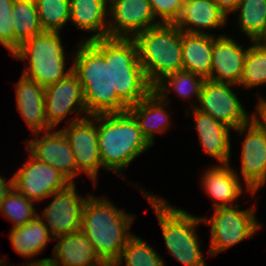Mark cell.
<instances>
[{
    "instance_id": "obj_30",
    "label": "cell",
    "mask_w": 266,
    "mask_h": 266,
    "mask_svg": "<svg viewBox=\"0 0 266 266\" xmlns=\"http://www.w3.org/2000/svg\"><path fill=\"white\" fill-rule=\"evenodd\" d=\"M248 47L239 86L254 88L266 84V49L253 41Z\"/></svg>"
},
{
    "instance_id": "obj_23",
    "label": "cell",
    "mask_w": 266,
    "mask_h": 266,
    "mask_svg": "<svg viewBox=\"0 0 266 266\" xmlns=\"http://www.w3.org/2000/svg\"><path fill=\"white\" fill-rule=\"evenodd\" d=\"M54 240L58 242L52 251L53 260L62 266H88L99 260L92 244L81 230Z\"/></svg>"
},
{
    "instance_id": "obj_16",
    "label": "cell",
    "mask_w": 266,
    "mask_h": 266,
    "mask_svg": "<svg viewBox=\"0 0 266 266\" xmlns=\"http://www.w3.org/2000/svg\"><path fill=\"white\" fill-rule=\"evenodd\" d=\"M52 131V132H51ZM45 136L39 138L40 132L34 133L37 137L27 140V150L36 160L51 165L62 173L71 183H75L77 164L70 143L63 131L53 128L43 132Z\"/></svg>"
},
{
    "instance_id": "obj_36",
    "label": "cell",
    "mask_w": 266,
    "mask_h": 266,
    "mask_svg": "<svg viewBox=\"0 0 266 266\" xmlns=\"http://www.w3.org/2000/svg\"><path fill=\"white\" fill-rule=\"evenodd\" d=\"M12 188H13V177L10 178V180L5 181L3 176L0 175V212H1L2 203Z\"/></svg>"
},
{
    "instance_id": "obj_11",
    "label": "cell",
    "mask_w": 266,
    "mask_h": 266,
    "mask_svg": "<svg viewBox=\"0 0 266 266\" xmlns=\"http://www.w3.org/2000/svg\"><path fill=\"white\" fill-rule=\"evenodd\" d=\"M230 87L235 86L205 79L199 95V105L194 104L193 107L235 130L248 123L252 116H249Z\"/></svg>"
},
{
    "instance_id": "obj_13",
    "label": "cell",
    "mask_w": 266,
    "mask_h": 266,
    "mask_svg": "<svg viewBox=\"0 0 266 266\" xmlns=\"http://www.w3.org/2000/svg\"><path fill=\"white\" fill-rule=\"evenodd\" d=\"M77 194L76 184L70 183L49 196L54 199L44 208L41 212L43 216L39 218L54 238L81 230L82 211L90 194L87 197Z\"/></svg>"
},
{
    "instance_id": "obj_5",
    "label": "cell",
    "mask_w": 266,
    "mask_h": 266,
    "mask_svg": "<svg viewBox=\"0 0 266 266\" xmlns=\"http://www.w3.org/2000/svg\"><path fill=\"white\" fill-rule=\"evenodd\" d=\"M76 51L71 52L73 65L66 71L67 61L60 32L44 31L23 42L12 56L24 62L27 60L26 65L29 66L22 75L45 87L66 78L90 55L80 43Z\"/></svg>"
},
{
    "instance_id": "obj_15",
    "label": "cell",
    "mask_w": 266,
    "mask_h": 266,
    "mask_svg": "<svg viewBox=\"0 0 266 266\" xmlns=\"http://www.w3.org/2000/svg\"><path fill=\"white\" fill-rule=\"evenodd\" d=\"M243 139L241 148V175L246 190L253 194L266 184V136L251 119L248 123L235 129Z\"/></svg>"
},
{
    "instance_id": "obj_26",
    "label": "cell",
    "mask_w": 266,
    "mask_h": 266,
    "mask_svg": "<svg viewBox=\"0 0 266 266\" xmlns=\"http://www.w3.org/2000/svg\"><path fill=\"white\" fill-rule=\"evenodd\" d=\"M205 79L189 71L181 70L168 74L159 80L151 89L161 98L167 99L169 92L174 89L182 99H190L193 95L199 100Z\"/></svg>"
},
{
    "instance_id": "obj_32",
    "label": "cell",
    "mask_w": 266,
    "mask_h": 266,
    "mask_svg": "<svg viewBox=\"0 0 266 266\" xmlns=\"http://www.w3.org/2000/svg\"><path fill=\"white\" fill-rule=\"evenodd\" d=\"M155 17L161 23H175L179 18L185 0H148Z\"/></svg>"
},
{
    "instance_id": "obj_25",
    "label": "cell",
    "mask_w": 266,
    "mask_h": 266,
    "mask_svg": "<svg viewBox=\"0 0 266 266\" xmlns=\"http://www.w3.org/2000/svg\"><path fill=\"white\" fill-rule=\"evenodd\" d=\"M13 53L28 39L43 31L35 0H15L12 11Z\"/></svg>"
},
{
    "instance_id": "obj_22",
    "label": "cell",
    "mask_w": 266,
    "mask_h": 266,
    "mask_svg": "<svg viewBox=\"0 0 266 266\" xmlns=\"http://www.w3.org/2000/svg\"><path fill=\"white\" fill-rule=\"evenodd\" d=\"M213 34L182 32L183 70L210 79Z\"/></svg>"
},
{
    "instance_id": "obj_21",
    "label": "cell",
    "mask_w": 266,
    "mask_h": 266,
    "mask_svg": "<svg viewBox=\"0 0 266 266\" xmlns=\"http://www.w3.org/2000/svg\"><path fill=\"white\" fill-rule=\"evenodd\" d=\"M44 93V86L24 75L16 83L18 112L33 133L52 129L45 117Z\"/></svg>"
},
{
    "instance_id": "obj_4",
    "label": "cell",
    "mask_w": 266,
    "mask_h": 266,
    "mask_svg": "<svg viewBox=\"0 0 266 266\" xmlns=\"http://www.w3.org/2000/svg\"><path fill=\"white\" fill-rule=\"evenodd\" d=\"M135 216L125 213L106 197L90 195L82 211L81 231L92 244L99 259L116 263L133 236L129 231Z\"/></svg>"
},
{
    "instance_id": "obj_40",
    "label": "cell",
    "mask_w": 266,
    "mask_h": 266,
    "mask_svg": "<svg viewBox=\"0 0 266 266\" xmlns=\"http://www.w3.org/2000/svg\"><path fill=\"white\" fill-rule=\"evenodd\" d=\"M4 262H6L4 259L0 260V266H10L8 263L5 265ZM25 266H29V262L26 261Z\"/></svg>"
},
{
    "instance_id": "obj_7",
    "label": "cell",
    "mask_w": 266,
    "mask_h": 266,
    "mask_svg": "<svg viewBox=\"0 0 266 266\" xmlns=\"http://www.w3.org/2000/svg\"><path fill=\"white\" fill-rule=\"evenodd\" d=\"M109 91L133 114L151 145H154L156 133H163L170 127L167 113L170 100L161 99L152 89L118 84L111 79Z\"/></svg>"
},
{
    "instance_id": "obj_37",
    "label": "cell",
    "mask_w": 266,
    "mask_h": 266,
    "mask_svg": "<svg viewBox=\"0 0 266 266\" xmlns=\"http://www.w3.org/2000/svg\"><path fill=\"white\" fill-rule=\"evenodd\" d=\"M29 266H61V264L54 261L52 258H44L40 260L28 261Z\"/></svg>"
},
{
    "instance_id": "obj_14",
    "label": "cell",
    "mask_w": 266,
    "mask_h": 266,
    "mask_svg": "<svg viewBox=\"0 0 266 266\" xmlns=\"http://www.w3.org/2000/svg\"><path fill=\"white\" fill-rule=\"evenodd\" d=\"M71 182L51 165L31 155L13 175V187L28 200L38 201L66 188Z\"/></svg>"
},
{
    "instance_id": "obj_3",
    "label": "cell",
    "mask_w": 266,
    "mask_h": 266,
    "mask_svg": "<svg viewBox=\"0 0 266 266\" xmlns=\"http://www.w3.org/2000/svg\"><path fill=\"white\" fill-rule=\"evenodd\" d=\"M97 136L102 169H123L152 145L133 114L109 91L97 104Z\"/></svg>"
},
{
    "instance_id": "obj_6",
    "label": "cell",
    "mask_w": 266,
    "mask_h": 266,
    "mask_svg": "<svg viewBox=\"0 0 266 266\" xmlns=\"http://www.w3.org/2000/svg\"><path fill=\"white\" fill-rule=\"evenodd\" d=\"M142 193L157 216L167 252L184 266H206L200 248V239L196 234L198 224H203L202 218L175 206L172 207L164 198L151 192Z\"/></svg>"
},
{
    "instance_id": "obj_9",
    "label": "cell",
    "mask_w": 266,
    "mask_h": 266,
    "mask_svg": "<svg viewBox=\"0 0 266 266\" xmlns=\"http://www.w3.org/2000/svg\"><path fill=\"white\" fill-rule=\"evenodd\" d=\"M233 207L214 208L211 218L201 217L204 224L211 225V240L208 256H215L239 242L252 238L262 226L255 218V208Z\"/></svg>"
},
{
    "instance_id": "obj_20",
    "label": "cell",
    "mask_w": 266,
    "mask_h": 266,
    "mask_svg": "<svg viewBox=\"0 0 266 266\" xmlns=\"http://www.w3.org/2000/svg\"><path fill=\"white\" fill-rule=\"evenodd\" d=\"M192 113L195 118L199 140L205 153L214 157L220 164H230L232 147L230 130L232 129L195 107Z\"/></svg>"
},
{
    "instance_id": "obj_33",
    "label": "cell",
    "mask_w": 266,
    "mask_h": 266,
    "mask_svg": "<svg viewBox=\"0 0 266 266\" xmlns=\"http://www.w3.org/2000/svg\"><path fill=\"white\" fill-rule=\"evenodd\" d=\"M15 0H0V43L13 54V25L11 11Z\"/></svg>"
},
{
    "instance_id": "obj_10",
    "label": "cell",
    "mask_w": 266,
    "mask_h": 266,
    "mask_svg": "<svg viewBox=\"0 0 266 266\" xmlns=\"http://www.w3.org/2000/svg\"><path fill=\"white\" fill-rule=\"evenodd\" d=\"M69 120V124L61 130L74 153L77 176L85 172L96 187L98 170L102 168L97 136V105L90 116Z\"/></svg>"
},
{
    "instance_id": "obj_24",
    "label": "cell",
    "mask_w": 266,
    "mask_h": 266,
    "mask_svg": "<svg viewBox=\"0 0 266 266\" xmlns=\"http://www.w3.org/2000/svg\"><path fill=\"white\" fill-rule=\"evenodd\" d=\"M39 215L23 226L11 228L9 233L13 249L25 258L36 257L54 239Z\"/></svg>"
},
{
    "instance_id": "obj_27",
    "label": "cell",
    "mask_w": 266,
    "mask_h": 266,
    "mask_svg": "<svg viewBox=\"0 0 266 266\" xmlns=\"http://www.w3.org/2000/svg\"><path fill=\"white\" fill-rule=\"evenodd\" d=\"M238 14L240 32L256 41L266 27V0H241L234 10Z\"/></svg>"
},
{
    "instance_id": "obj_1",
    "label": "cell",
    "mask_w": 266,
    "mask_h": 266,
    "mask_svg": "<svg viewBox=\"0 0 266 266\" xmlns=\"http://www.w3.org/2000/svg\"><path fill=\"white\" fill-rule=\"evenodd\" d=\"M112 80L151 89L164 76L183 70L182 31L161 23L136 34L111 59Z\"/></svg>"
},
{
    "instance_id": "obj_35",
    "label": "cell",
    "mask_w": 266,
    "mask_h": 266,
    "mask_svg": "<svg viewBox=\"0 0 266 266\" xmlns=\"http://www.w3.org/2000/svg\"><path fill=\"white\" fill-rule=\"evenodd\" d=\"M219 9L228 17L237 8L241 0H213Z\"/></svg>"
},
{
    "instance_id": "obj_18",
    "label": "cell",
    "mask_w": 266,
    "mask_h": 266,
    "mask_svg": "<svg viewBox=\"0 0 266 266\" xmlns=\"http://www.w3.org/2000/svg\"><path fill=\"white\" fill-rule=\"evenodd\" d=\"M230 166V164L217 163L202 175V188L212 200H215L214 208L238 205L235 201L243 193L240 176Z\"/></svg>"
},
{
    "instance_id": "obj_39",
    "label": "cell",
    "mask_w": 266,
    "mask_h": 266,
    "mask_svg": "<svg viewBox=\"0 0 266 266\" xmlns=\"http://www.w3.org/2000/svg\"><path fill=\"white\" fill-rule=\"evenodd\" d=\"M255 42H257L260 46L266 49V27L264 32L259 36V38Z\"/></svg>"
},
{
    "instance_id": "obj_34",
    "label": "cell",
    "mask_w": 266,
    "mask_h": 266,
    "mask_svg": "<svg viewBox=\"0 0 266 266\" xmlns=\"http://www.w3.org/2000/svg\"><path fill=\"white\" fill-rule=\"evenodd\" d=\"M257 101V109L252 114V120L258 125V127L263 131L266 136V99L260 98Z\"/></svg>"
},
{
    "instance_id": "obj_28",
    "label": "cell",
    "mask_w": 266,
    "mask_h": 266,
    "mask_svg": "<svg viewBox=\"0 0 266 266\" xmlns=\"http://www.w3.org/2000/svg\"><path fill=\"white\" fill-rule=\"evenodd\" d=\"M123 262L125 266H166L158 252L135 235L128 240L114 266H123Z\"/></svg>"
},
{
    "instance_id": "obj_12",
    "label": "cell",
    "mask_w": 266,
    "mask_h": 266,
    "mask_svg": "<svg viewBox=\"0 0 266 266\" xmlns=\"http://www.w3.org/2000/svg\"><path fill=\"white\" fill-rule=\"evenodd\" d=\"M70 22L82 31L93 33L80 40L90 54L107 55L109 0H70Z\"/></svg>"
},
{
    "instance_id": "obj_31",
    "label": "cell",
    "mask_w": 266,
    "mask_h": 266,
    "mask_svg": "<svg viewBox=\"0 0 266 266\" xmlns=\"http://www.w3.org/2000/svg\"><path fill=\"white\" fill-rule=\"evenodd\" d=\"M34 201L28 200L14 187L7 194L1 207V213L14 225L12 228L23 226L33 220L38 214L35 212Z\"/></svg>"
},
{
    "instance_id": "obj_29",
    "label": "cell",
    "mask_w": 266,
    "mask_h": 266,
    "mask_svg": "<svg viewBox=\"0 0 266 266\" xmlns=\"http://www.w3.org/2000/svg\"><path fill=\"white\" fill-rule=\"evenodd\" d=\"M43 31L60 32L70 21V0H35Z\"/></svg>"
},
{
    "instance_id": "obj_8",
    "label": "cell",
    "mask_w": 266,
    "mask_h": 266,
    "mask_svg": "<svg viewBox=\"0 0 266 266\" xmlns=\"http://www.w3.org/2000/svg\"><path fill=\"white\" fill-rule=\"evenodd\" d=\"M109 16L107 56L110 59L136 34L161 24L148 0H109Z\"/></svg>"
},
{
    "instance_id": "obj_19",
    "label": "cell",
    "mask_w": 266,
    "mask_h": 266,
    "mask_svg": "<svg viewBox=\"0 0 266 266\" xmlns=\"http://www.w3.org/2000/svg\"><path fill=\"white\" fill-rule=\"evenodd\" d=\"M227 20L228 17L213 0H185L174 24L185 33L210 35L209 29L220 28Z\"/></svg>"
},
{
    "instance_id": "obj_2",
    "label": "cell",
    "mask_w": 266,
    "mask_h": 266,
    "mask_svg": "<svg viewBox=\"0 0 266 266\" xmlns=\"http://www.w3.org/2000/svg\"><path fill=\"white\" fill-rule=\"evenodd\" d=\"M111 79V59L104 54H90L66 78L45 86L48 125L57 129L55 127L70 113L90 116L109 92Z\"/></svg>"
},
{
    "instance_id": "obj_38",
    "label": "cell",
    "mask_w": 266,
    "mask_h": 266,
    "mask_svg": "<svg viewBox=\"0 0 266 266\" xmlns=\"http://www.w3.org/2000/svg\"><path fill=\"white\" fill-rule=\"evenodd\" d=\"M88 266H114V263L107 261L105 259H99L95 263L88 265Z\"/></svg>"
},
{
    "instance_id": "obj_17",
    "label": "cell",
    "mask_w": 266,
    "mask_h": 266,
    "mask_svg": "<svg viewBox=\"0 0 266 266\" xmlns=\"http://www.w3.org/2000/svg\"><path fill=\"white\" fill-rule=\"evenodd\" d=\"M226 35H213L210 80L239 87L248 47Z\"/></svg>"
}]
</instances>
